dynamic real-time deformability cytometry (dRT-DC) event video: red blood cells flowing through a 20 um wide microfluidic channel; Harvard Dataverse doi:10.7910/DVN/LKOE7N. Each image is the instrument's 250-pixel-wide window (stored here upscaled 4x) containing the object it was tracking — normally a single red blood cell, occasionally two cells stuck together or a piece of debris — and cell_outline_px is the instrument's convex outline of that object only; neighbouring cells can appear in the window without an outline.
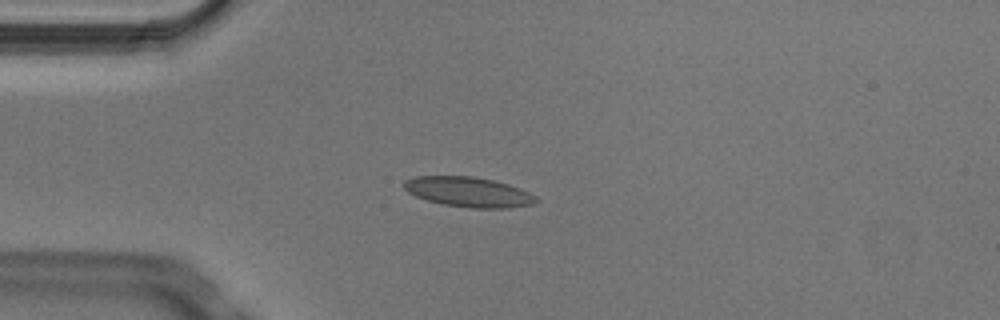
{"species": "Egyptian fruit bat (a non-hibernating species)", "species_latin": "Rousettus aegyptiacus", "temperature_condition": "cold", "stored_images_in_passage": 4, "camera_frame_rate_fps": 3000, "um_per_image_px": 0.085, "animal": {"sex": "male"}, "frame": {"image": 1, "passage_image": 3, "time_ms": 0.667, "image_size_px": [1000, 320], "cell_outline_px": [[540, 200], [532, 204], [508, 208], [472, 208], [444, 204], [428, 200], [416, 196], [408, 192], [404, 188], [404, 180], [416, 176], [472, 176], [492, 180], [508, 184], [520, 188], [536, 196]], "centroid_in_image_um": [39.84, 16.31], "position_along_channel_um": 45.2, "area_um2": 22.95}}